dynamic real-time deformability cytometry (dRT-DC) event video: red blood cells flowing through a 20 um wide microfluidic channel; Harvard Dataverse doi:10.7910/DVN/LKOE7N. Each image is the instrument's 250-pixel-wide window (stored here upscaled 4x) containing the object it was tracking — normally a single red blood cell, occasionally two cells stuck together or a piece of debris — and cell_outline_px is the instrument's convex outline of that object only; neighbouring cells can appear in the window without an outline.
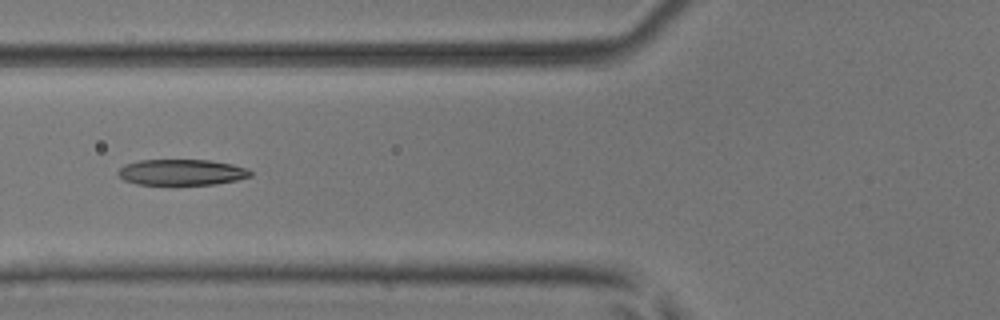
{"species": "common noctule bat (a hibernating species)", "species_latin": "Nyctalus noctula", "temperature_condition": "room temperature", "stored_images_in_passage": 4, "camera_frame_rate_fps": 3000, "um_per_image_px": 0.085, "animal": {"sex": "male", "body_mass_g": 17.9, "forearm_length_mm": 54.2}, "frame": {"image": 1, "passage_image": 3, "time_ms": 0.667, "image_size_px": [1000, 320], "cell_outline_px": [[252, 176], [236, 180], [216, 184], [136, 184], [124, 180], [116, 172], [124, 164], [140, 160], [208, 160], [232, 164], [248, 168], [252, 172]], "centroid_in_image_um": [15.45, 14.63], "position_along_channel_um": 110.4, "area_um2": 19.94}}
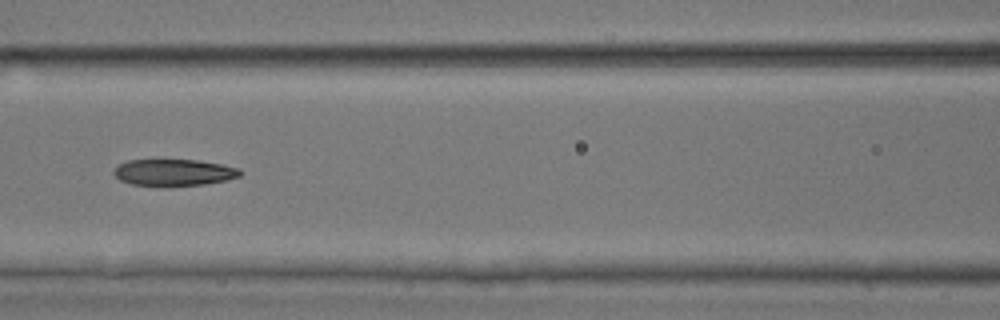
{"frame": {"image": 2, "passage_image": 4, "time_ms": 1.0, "image_size_px": [1000, 320], "cell_outline_px": [[240, 176], [224, 180], [204, 184], [132, 184], [120, 180], [112, 172], [120, 164], [128, 160], [200, 160], [224, 164], [240, 168]], "centroid_in_image_um": [14.81, 14.62], "position_along_channel_um": 151.8, "area_um2": 18.96}}